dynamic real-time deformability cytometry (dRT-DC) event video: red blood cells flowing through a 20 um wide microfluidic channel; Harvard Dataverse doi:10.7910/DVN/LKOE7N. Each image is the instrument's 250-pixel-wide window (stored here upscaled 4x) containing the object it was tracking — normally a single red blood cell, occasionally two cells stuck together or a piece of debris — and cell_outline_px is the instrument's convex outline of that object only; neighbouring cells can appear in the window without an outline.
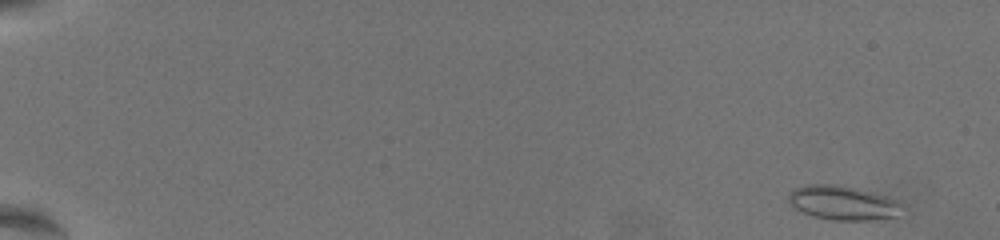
{"species": "common noctule bat (a hibernating species)", "species_latin": "Nyctalus noctula", "temperature_condition": "warm", "stored_images_in_passage": 61, "segment_of_instrument_passage": [1, 2], "camera_frame_rate_fps": 3000, "um_per_image_px": 0.085, "animal": {"sex": "female", "body_mass_g": 19.5, "forearm_length_mm": 54.1}, "frame": {"image": 1, "passage_image": 2, "time_ms": 0.333, "image_size_px": [1000, 240], "cell_outline_px": [[904, 204], [896, 216], [868, 220], [832, 220], [812, 216], [796, 208], [788, 200], [788, 196], [796, 188], [808, 184], [836, 184], [856, 188], [888, 196]], "centroid_in_image_um": [71.67, 17.23], "position_along_channel_um": 13.3, "area_um2": 22.43}}
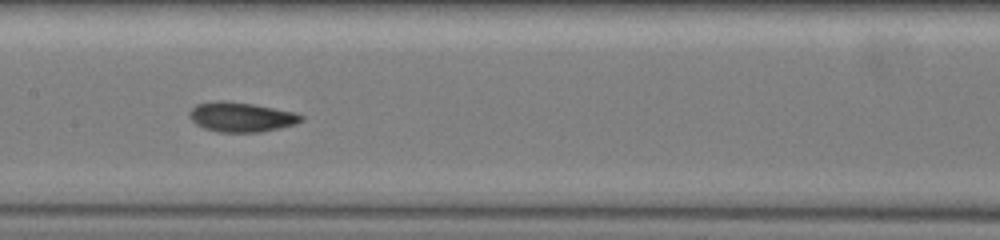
{"frame": {"image": 2, "passage_image": 33, "time_ms": 10.667, "image_size_px": [1000, 240], "cell_outline_px": [[304, 120], [296, 124], [280, 128], [260, 132], [216, 132], [204, 128], [196, 124], [188, 116], [188, 112], [196, 104], [220, 100], [224, 100], [252, 104], [296, 112], [304, 116]], "centroid_in_image_um": [20.51, 9.95], "position_along_channel_um": 186.9, "area_um2": 19.48}}
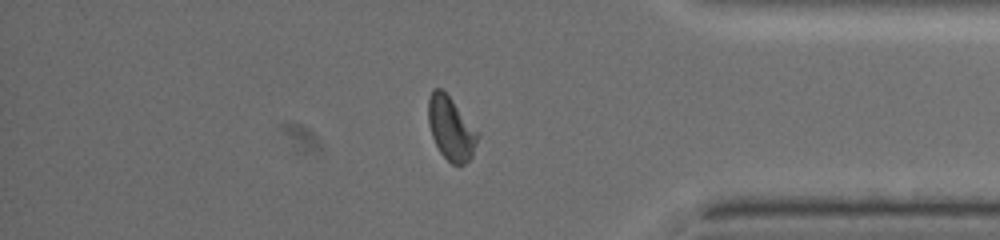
{"frame": {"image": 3, "passage_image": 52, "time_ms": 17.0, "image_size_px": [1000, 240], "cell_outline_px": [[480, 136], [472, 156], [464, 164], [452, 164], [440, 152], [432, 136], [428, 124], [428, 96], [432, 88], [440, 88], [452, 100], [480, 132]], "centroid_in_image_um": [38.34, 10.9], "position_along_channel_um": 396.9, "area_um2": 18.32}}